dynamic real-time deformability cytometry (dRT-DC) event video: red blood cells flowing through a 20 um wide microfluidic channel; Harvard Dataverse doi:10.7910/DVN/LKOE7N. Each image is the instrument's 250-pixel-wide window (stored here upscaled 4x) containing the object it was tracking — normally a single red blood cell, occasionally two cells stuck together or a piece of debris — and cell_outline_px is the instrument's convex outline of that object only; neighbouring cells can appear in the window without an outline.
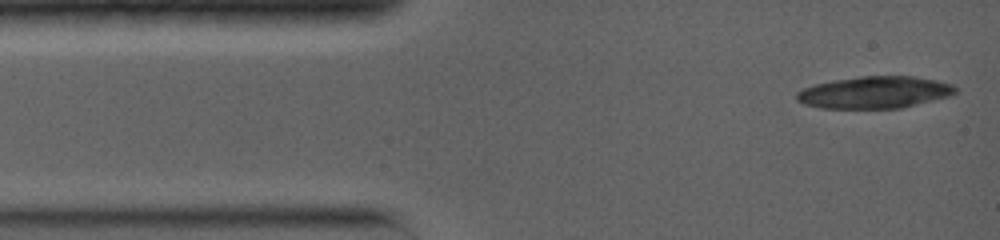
{"species": "common noctule bat (a hibernating species)", "species_latin": "Nyctalus noctula", "temperature_condition": "warm", "stored_images_in_passage": 2, "camera_frame_rate_fps": 5000, "um_per_image_px": 0.085, "animal": {"sex": "female", "body_mass_g": 19.0, "forearm_length_mm": 56.7}, "frame": {"image": 1, "passage_image": 1, "time_ms": 0.0, "image_size_px": [1000, 240], "cell_outline_px": [[956, 92], [948, 96], [900, 108], [820, 108], [804, 104], [796, 100], [796, 92], [804, 88], [816, 84], [832, 80], [860, 76], [912, 76], [936, 80], [952, 84], [956, 88]], "centroid_in_image_um": [74.3, 7.85], "position_along_channel_um": 10.7, "area_um2": 29.42}}